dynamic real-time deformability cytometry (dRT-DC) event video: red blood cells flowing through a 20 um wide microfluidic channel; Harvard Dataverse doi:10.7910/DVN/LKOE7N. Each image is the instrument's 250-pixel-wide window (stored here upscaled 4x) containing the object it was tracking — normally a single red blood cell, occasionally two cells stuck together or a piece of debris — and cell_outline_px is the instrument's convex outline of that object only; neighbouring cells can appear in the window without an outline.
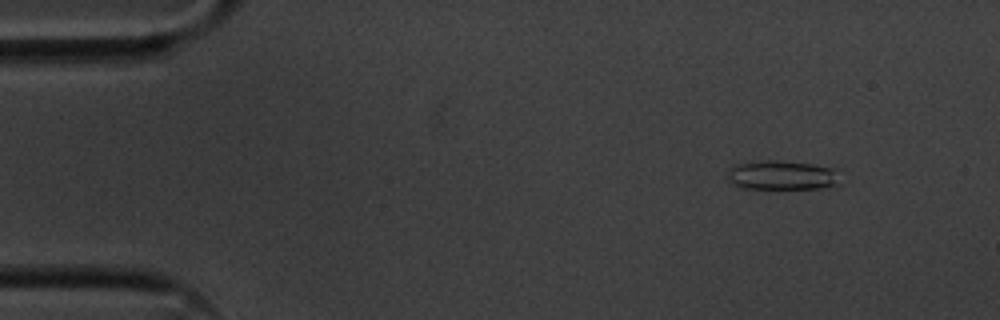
{"species": "common noctule bat (a hibernating species)", "species_latin": "Nyctalus noctula", "temperature_condition": "cold", "stored_images_in_passage": 55, "camera_frame_rate_fps": 3000, "um_per_image_px": 0.085, "animal": {"sex": "male", "body_mass_g": 20.1, "forearm_length_mm": 53.5}, "frame": {"image": 1, "passage_image": 6, "time_ms": 1.667, "image_size_px": [1000, 320], "cell_outline_px": [[840, 184], [820, 188], [744, 188], [732, 184], [724, 176], [732, 164], [764, 160], [776, 160], [812, 164], [832, 168]], "centroid_in_image_um": [66.35, 14.88], "position_along_channel_um": 18.7, "area_um2": 19.19}}
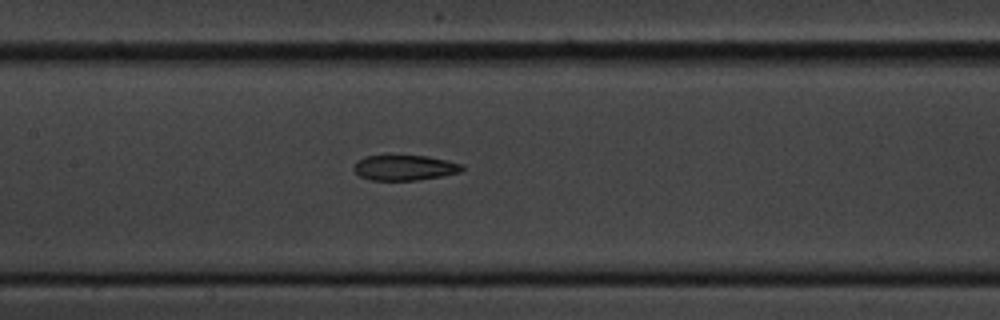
{"frame": {"image": 2, "passage_image": 26, "time_ms": 8.333, "image_size_px": [1000, 320], "cell_outline_px": [[464, 168], [460, 172], [440, 176], [416, 180], [372, 180], [360, 176], [352, 168], [352, 164], [356, 160], [364, 156], [428, 156], [448, 160], [464, 164]], "centroid_in_image_um": [34.37, 14.24], "position_along_channel_um": 173.0, "area_um2": 16.01}}
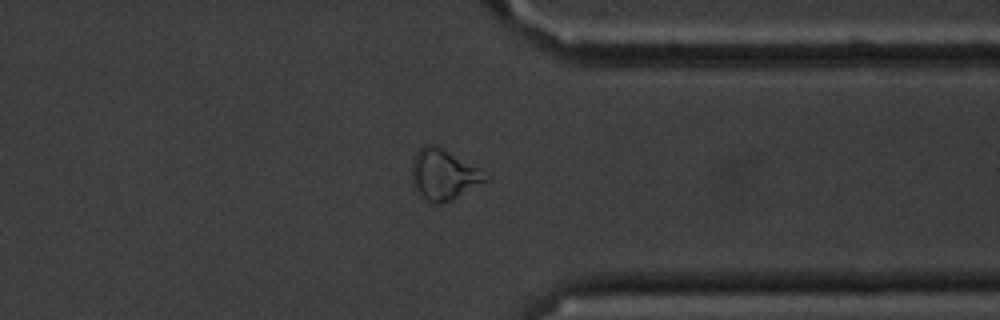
{"frame": {"image": 3, "passage_image": 43, "time_ms": 14.0, "image_size_px": [1000, 320], "cell_outline_px": [[492, 176], [488, 180], [452, 200], [440, 204], [432, 204], [424, 200], [412, 188], [412, 160], [416, 152], [424, 144], [436, 144], [480, 168]], "centroid_in_image_um": [37.7, 14.85], "position_along_channel_um": 373.7, "area_um2": 22.31}}